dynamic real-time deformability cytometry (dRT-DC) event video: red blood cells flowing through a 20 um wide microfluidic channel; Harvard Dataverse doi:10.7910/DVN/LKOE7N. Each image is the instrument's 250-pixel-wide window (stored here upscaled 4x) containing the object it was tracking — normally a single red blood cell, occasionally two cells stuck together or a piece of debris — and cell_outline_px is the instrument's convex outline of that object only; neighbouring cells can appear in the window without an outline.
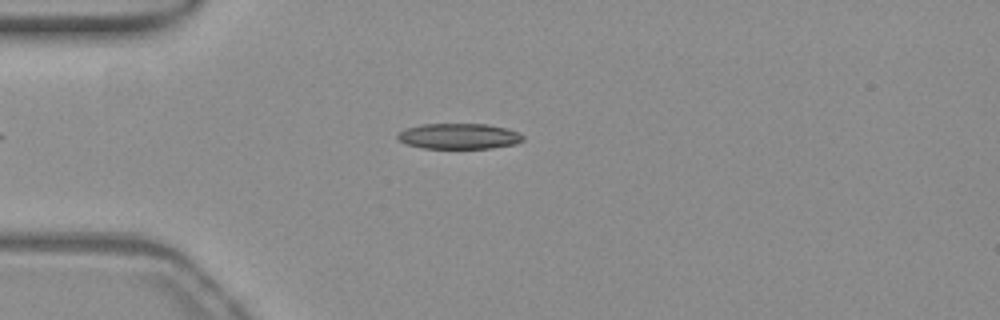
{"species": "common noctule bat (a hibernating species)", "species_latin": "Nyctalus noctula", "temperature_condition": "warm", "stored_images_in_passage": 42, "camera_frame_rate_fps": 3000, "um_per_image_px": 0.085, "animal": {"sex": "female", "body_mass_g": 19.3, "forearm_length_mm": 54.1}, "frame": {"image": 1, "passage_image": 3, "time_ms": 0.667, "image_size_px": [1000, 320], "cell_outline_px": [[524, 140], [516, 144], [492, 148], [424, 148], [408, 144], [400, 140], [396, 136], [400, 132], [408, 128], [424, 124], [488, 124], [508, 128], [524, 136]], "centroid_in_image_um": [39.07, 11.58], "position_along_channel_um": 45.9, "area_um2": 18.55}}
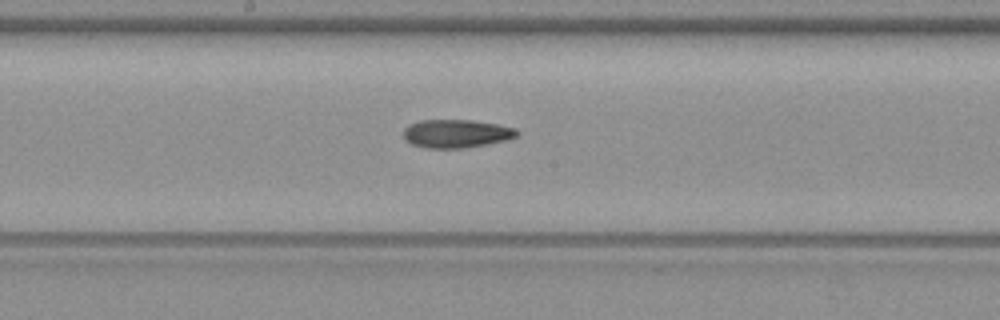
{"frame": {"image": 2, "passage_image": 17, "time_ms": 5.333, "image_size_px": [1000, 320], "cell_outline_px": [[520, 132], [516, 136], [508, 140], [464, 148], [424, 148], [412, 144], [404, 140], [404, 128], [408, 124], [420, 120], [472, 120], [496, 124], [516, 128]], "centroid_in_image_um": [38.77, 11.35], "position_along_channel_um": 209.4, "area_um2": 18.84}}
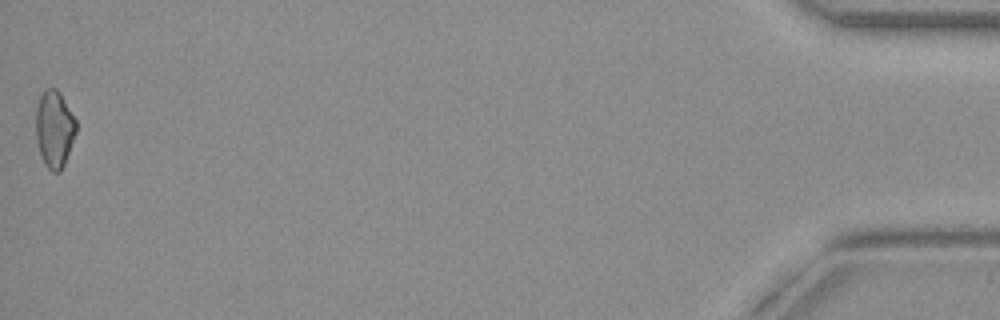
{"frame": {"image": 3, "passage_image": 42, "time_ms": 13.667, "image_size_px": [1000, 320], "cell_outline_px": [[76, 132], [64, 164], [60, 172], [52, 172], [44, 164], [40, 156], [36, 140], [36, 108], [40, 96], [44, 88], [56, 88], [60, 92], [76, 120]], "centroid_in_image_um": [4.6, 10.96], "position_along_channel_um": 430.6, "area_um2": 18.15}, "authors_computed_cell_mechanics": {"area_um2": 18.6405, "velocity_mm_per_s": 3.8756, "shape_relaxation_time_tau1_ms": null, "shape_relaxation_time_tau2_ms": 4.8557, "deformation_change_tau1": null, "deformation_change_tau2": 0.1365}}